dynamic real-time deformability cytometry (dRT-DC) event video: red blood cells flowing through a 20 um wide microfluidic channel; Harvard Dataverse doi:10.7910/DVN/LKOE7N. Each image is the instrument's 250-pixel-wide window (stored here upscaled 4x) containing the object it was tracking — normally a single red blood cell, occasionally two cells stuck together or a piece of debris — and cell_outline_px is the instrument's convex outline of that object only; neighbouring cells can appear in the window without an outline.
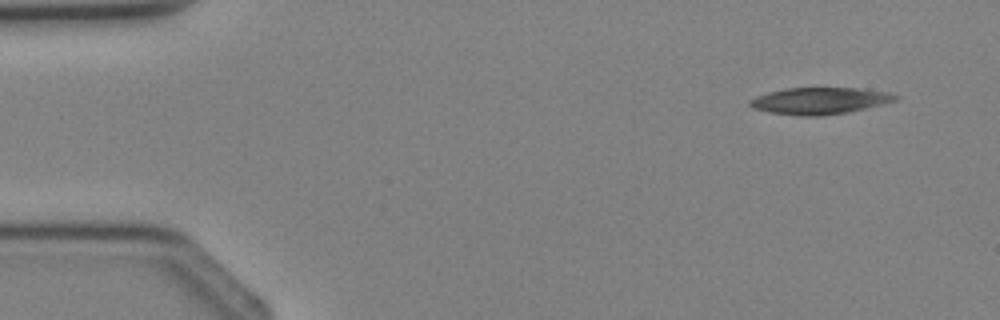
{"species": "Egyptian fruit bat (a non-hibernating species)", "species_latin": "Rousettus aegyptiacus", "temperature_condition": "cold", "stored_images_in_passage": 3, "camera_frame_rate_fps": 3000, "um_per_image_px": 0.085, "animal": {"sex": "female"}, "frame": {"image": 1, "passage_image": 1, "time_ms": 0.0, "image_size_px": [1000, 320], "cell_outline_px": [[900, 96], [896, 100], [884, 104], [848, 112], [820, 116], [804, 116], [772, 112], [752, 108], [748, 104], [748, 100], [756, 96], [768, 92], [788, 88], [860, 88], [888, 92]], "centroid_in_image_um": [69.69, 8.56], "position_along_channel_um": 15.3, "area_um2": 22.6}}
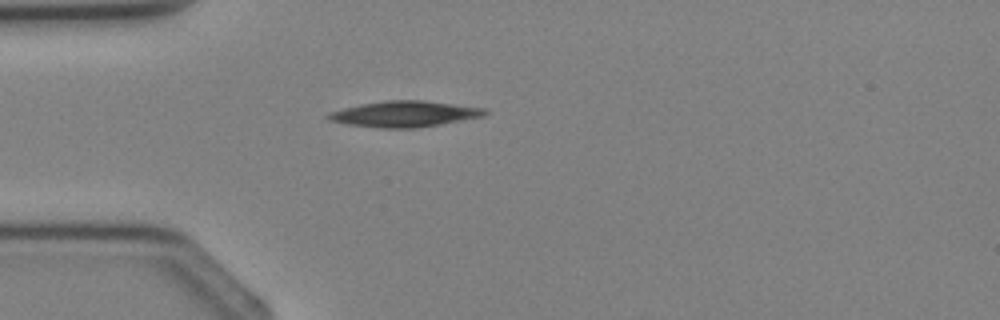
{"frame": {"image": 2, "passage_image": 3, "time_ms": 2.333, "image_size_px": [1000, 320], "cell_outline_px": [[488, 112], [484, 116], [440, 124], [416, 128], [380, 128], [348, 124], [328, 120], [324, 116], [328, 112], [360, 104], [388, 100], [420, 100], [484, 108]], "centroid_in_image_um": [34.33, 9.69], "position_along_channel_um": 50.7, "area_um2": 23.47}}